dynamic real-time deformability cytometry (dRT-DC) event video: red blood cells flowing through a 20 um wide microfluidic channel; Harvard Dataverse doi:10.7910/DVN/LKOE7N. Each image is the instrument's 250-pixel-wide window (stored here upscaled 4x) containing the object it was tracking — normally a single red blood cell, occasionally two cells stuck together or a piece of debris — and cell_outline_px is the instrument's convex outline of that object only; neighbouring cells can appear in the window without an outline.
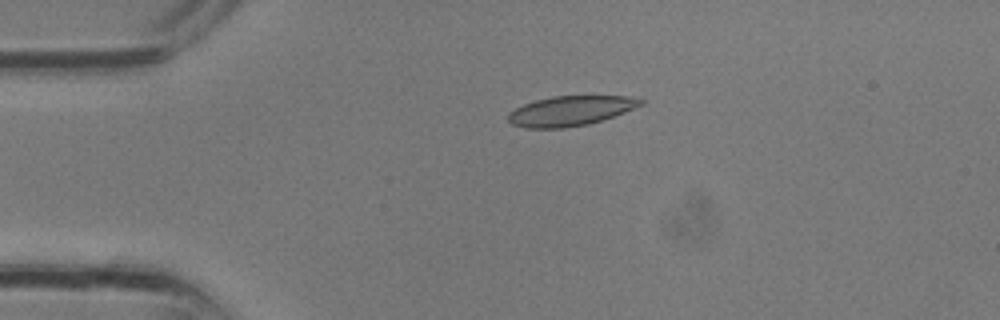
{"species": "common noctule bat (a hibernating species)", "species_latin": "Nyctalus noctula", "temperature_condition": "room temperature", "stored_images_in_passage": 31, "camera_frame_rate_fps": 3000, "um_per_image_px": 0.085, "animal": {"sex": "male", "body_mass_g": 13.3}, "frame": {"image": 1, "passage_image": 7, "time_ms": 2.0, "image_size_px": [1000, 320], "cell_outline_px": [[644, 104], [624, 112], [588, 124], [564, 128], [524, 128], [512, 124], [508, 120], [508, 112], [524, 104], [536, 100], [552, 96], [640, 96], [644, 100]], "centroid_in_image_um": [48.5, 9.41], "position_along_channel_um": 36.5, "area_um2": 23.06}}
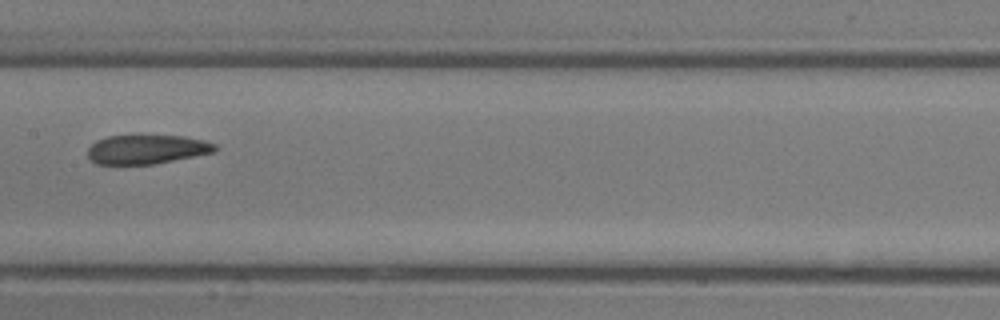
{"frame": {"image": 2, "passage_image": 16, "time_ms": 5.0, "image_size_px": [1000, 320], "cell_outline_px": [[216, 152], [156, 164], [96, 164], [88, 156], [88, 148], [96, 140], [108, 136], [184, 136], [204, 140], [216, 144]], "centroid_in_image_um": [12.5, 12.7], "position_along_channel_um": 194.9, "area_um2": 21.62}}
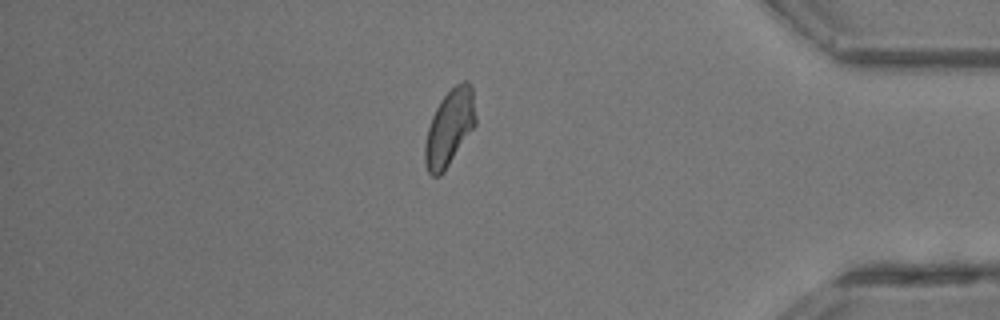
{"frame": {"image": 3, "passage_image": 27, "time_ms": 8.667, "image_size_px": [1000, 320], "cell_outline_px": [[476, 124], [444, 172], [440, 176], [432, 176], [428, 172], [424, 164], [424, 144], [428, 128], [432, 116], [440, 100], [456, 84], [464, 80], [468, 80], [472, 84], [476, 116]], "centroid_in_image_um": [38.21, 10.85], "position_along_channel_um": 397.0, "area_um2": 22.66}}